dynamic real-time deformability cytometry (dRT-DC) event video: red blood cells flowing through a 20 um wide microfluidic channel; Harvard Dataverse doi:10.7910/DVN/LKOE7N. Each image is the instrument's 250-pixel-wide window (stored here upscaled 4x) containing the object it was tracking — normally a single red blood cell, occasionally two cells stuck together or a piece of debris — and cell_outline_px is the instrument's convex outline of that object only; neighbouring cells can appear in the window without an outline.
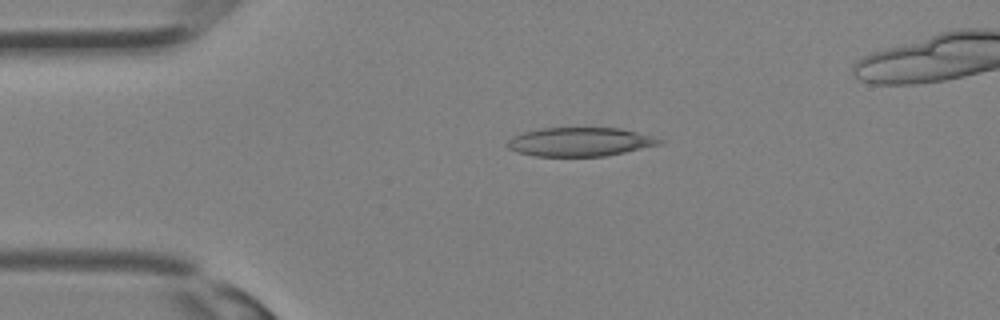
{"species": "Egyptian fruit bat (a non-hibernating species)", "species_latin": "Rousettus aegyptiacus", "temperature_condition": "room temperature", "stored_images_in_passage": 26, "camera_frame_rate_fps": 3000, "um_per_image_px": 0.085, "animal": {"sex": "female"}, "frame": {"image": 1, "passage_image": 1, "time_ms": 0.0, "image_size_px": [1000, 320], "cell_outline_px": [[664, 140], [660, 144], [624, 152], [604, 156], [536, 156], [516, 152], [508, 148], [504, 144], [512, 136], [524, 132], [540, 128], [620, 128], [652, 136]], "centroid_in_image_um": [49.24, 12.06], "position_along_channel_um": 35.8, "area_um2": 25.43}}
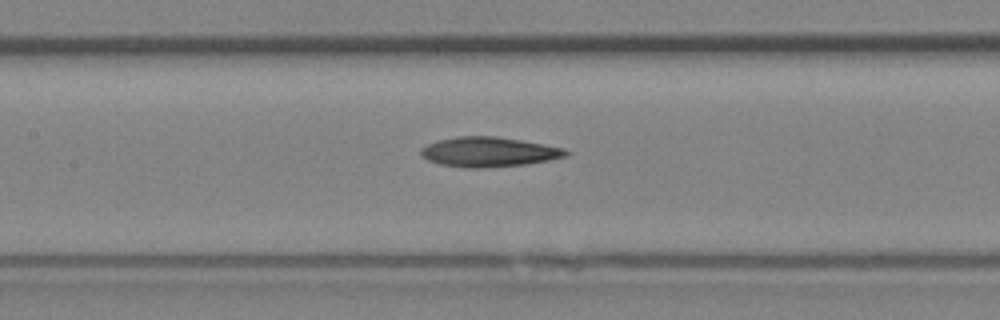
{"frame": {"image": 2, "passage_image": 9, "time_ms": 2.667, "image_size_px": [1000, 320], "cell_outline_px": [[572, 152], [568, 156], [548, 160], [524, 164], [484, 168], [464, 168], [440, 164], [428, 160], [420, 156], [420, 148], [436, 140], [456, 136], [496, 136], [544, 144], [564, 148]], "centroid_in_image_um": [41.53, 12.91], "position_along_channel_um": 165.9, "area_um2": 25.37}}
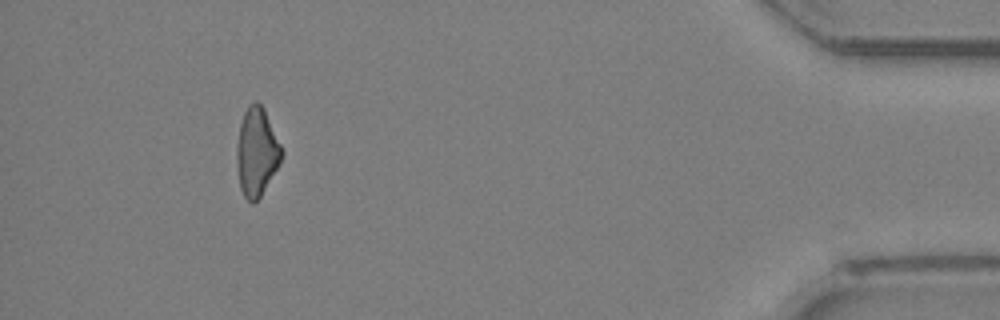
{"frame": {"image": 3, "passage_image": 24, "time_ms": 7.667, "image_size_px": [1000, 320], "cell_outline_px": [[284, 152], [276, 168], [260, 196], [252, 204], [244, 196], [240, 188], [236, 160], [236, 152], [240, 124], [244, 112], [248, 104], [256, 100], [264, 108]], "centroid_in_image_um": [21.8, 12.88], "position_along_channel_um": 413.4, "area_um2": 22.77}}